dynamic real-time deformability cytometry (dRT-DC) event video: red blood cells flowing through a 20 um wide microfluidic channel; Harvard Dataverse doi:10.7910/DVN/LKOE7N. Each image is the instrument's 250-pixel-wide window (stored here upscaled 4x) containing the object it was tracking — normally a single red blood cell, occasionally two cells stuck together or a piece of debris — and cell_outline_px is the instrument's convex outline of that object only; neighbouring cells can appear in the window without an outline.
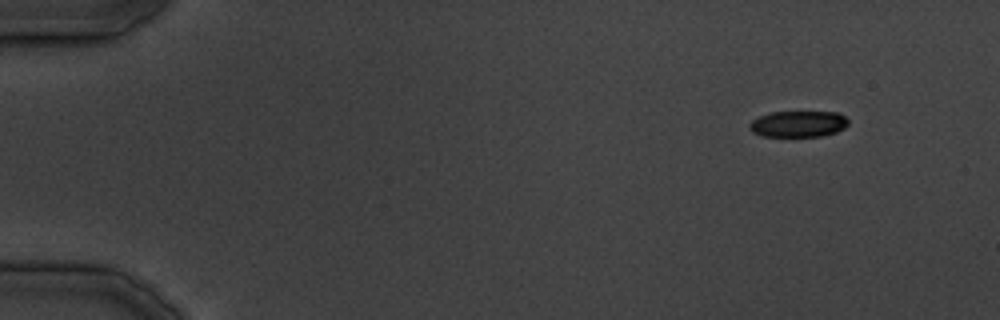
{"species": "common noctule bat (a hibernating species)", "species_latin": "Nyctalus noctula", "temperature_condition": "cold", "stored_images_in_passage": 33, "camera_frame_rate_fps": 3000, "um_per_image_px": 0.085, "animal": {"sex": "male", "body_mass_g": 19.5, "forearm_length_mm": 54.6}, "frame": {"image": 1, "passage_image": 1, "time_ms": 0.0, "image_size_px": [1000, 320], "cell_outline_px": [[848, 124], [844, 128], [836, 132], [824, 136], [764, 136], [752, 132], [748, 128], [748, 124], [752, 120], [760, 116], [772, 112], [836, 112], [844, 116], [848, 120]], "centroid_in_image_um": [67.84, 10.54], "position_along_channel_um": 17.2, "area_um2": 15.09}}
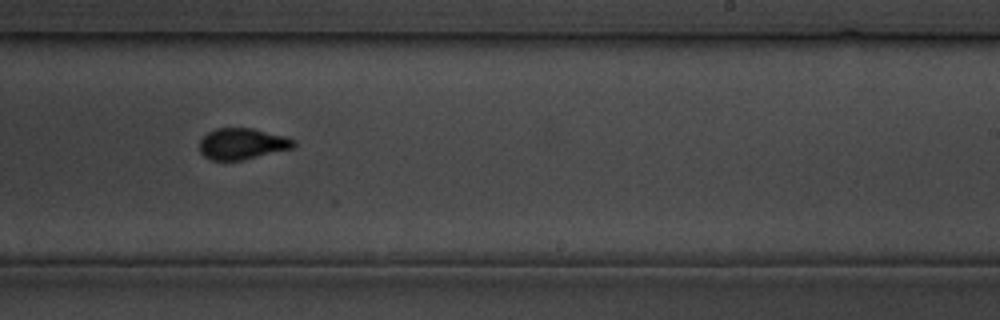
{"frame": {"image": 2, "passage_image": 21, "time_ms": 24.667, "image_size_px": [1000, 320], "cell_outline_px": [[296, 148], [244, 160], [212, 160], [204, 156], [200, 152], [200, 140], [208, 132], [216, 128], [252, 128], [288, 136], [296, 140]], "centroid_in_image_um": [20.66, 12.22], "position_along_channel_um": 268.3, "area_um2": 17.46}}
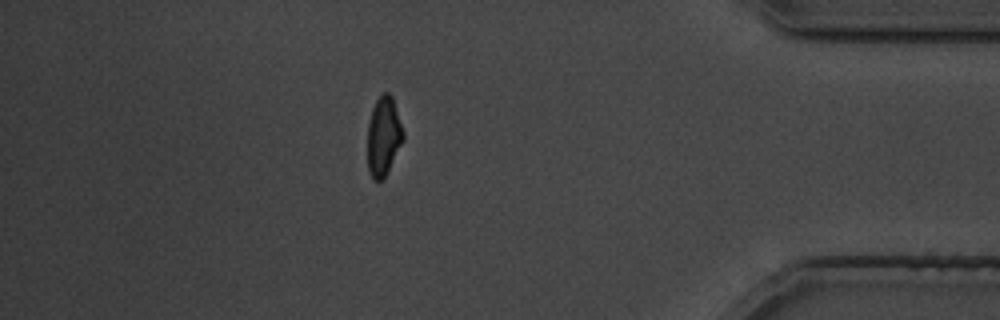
{"frame": {"image": 3, "passage_image": 30, "time_ms": 36.0, "image_size_px": [1000, 320], "cell_outline_px": [[404, 140], [384, 180], [372, 180], [368, 168], [368, 124], [372, 108], [376, 100], [384, 92], [388, 92], [392, 96], [404, 132]], "centroid_in_image_um": [32.61, 11.61], "position_along_channel_um": 402.6, "area_um2": 16.59}}